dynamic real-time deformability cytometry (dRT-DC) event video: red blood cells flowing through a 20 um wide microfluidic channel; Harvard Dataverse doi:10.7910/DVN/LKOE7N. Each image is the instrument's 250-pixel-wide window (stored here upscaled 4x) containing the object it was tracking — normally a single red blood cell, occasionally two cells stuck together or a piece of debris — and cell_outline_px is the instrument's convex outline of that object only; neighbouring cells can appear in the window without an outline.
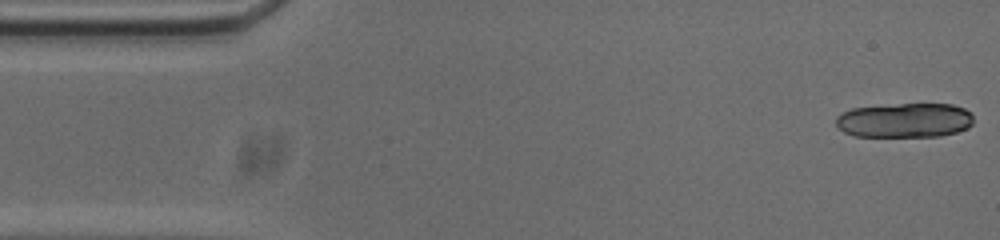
{"species": "common noctule bat (a hibernating species)", "species_latin": "Nyctalus noctula", "temperature_condition": "cold", "stored_images_in_passage": 17, "camera_frame_rate_fps": 3000, "um_per_image_px": 0.085, "animal": {"sex": "male", "body_mass_g": 20.0, "forearm_length_mm": 53.3}, "frame": {"image": 1, "passage_image": 1, "time_ms": 0.0, "image_size_px": [1000, 240], "cell_outline_px": [[972, 124], [968, 128], [956, 132], [940, 136], [856, 136], [844, 132], [836, 124], [836, 116], [852, 108], [900, 104], [952, 104], [964, 108], [972, 112]], "centroid_in_image_um": [76.93, 10.22], "position_along_channel_um": 8.1, "area_um2": 27.63}}